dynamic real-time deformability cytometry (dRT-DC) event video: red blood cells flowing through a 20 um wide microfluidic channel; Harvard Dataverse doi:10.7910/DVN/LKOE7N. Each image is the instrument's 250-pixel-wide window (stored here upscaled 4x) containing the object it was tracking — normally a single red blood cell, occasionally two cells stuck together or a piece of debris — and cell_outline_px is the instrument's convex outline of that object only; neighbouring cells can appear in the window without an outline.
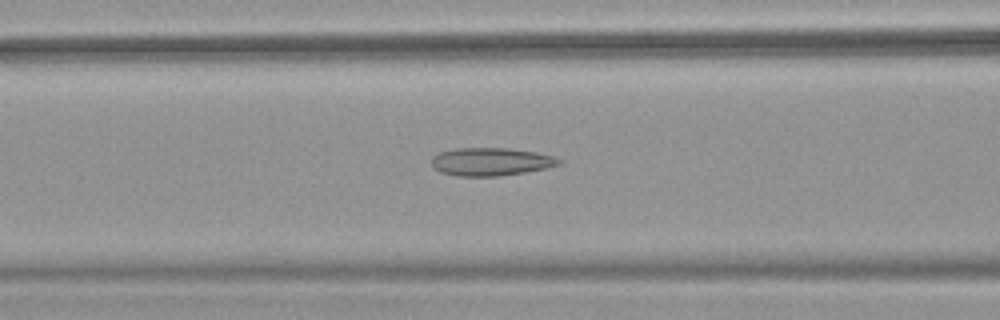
{"species": "common noctule bat (a hibernating species)", "species_latin": "Nyctalus noctula", "temperature_condition": "warm", "stored_images_in_passage": 46, "camera_frame_rate_fps": 3000, "um_per_image_px": 0.085, "animal": {"sex": "female", "body_mass_g": 18.4}, "frame": {"image": 1, "passage_image": 16, "time_ms": 5.0, "image_size_px": [1000, 320], "cell_outline_px": [[564, 160], [560, 164], [544, 168], [524, 172], [500, 176], [456, 176], [440, 172], [432, 168], [432, 156], [440, 152], [456, 148], [508, 148], [536, 152], [556, 156]], "centroid_in_image_um": [41.72, 13.74], "position_along_channel_um": 124.9, "area_um2": 20.92}}
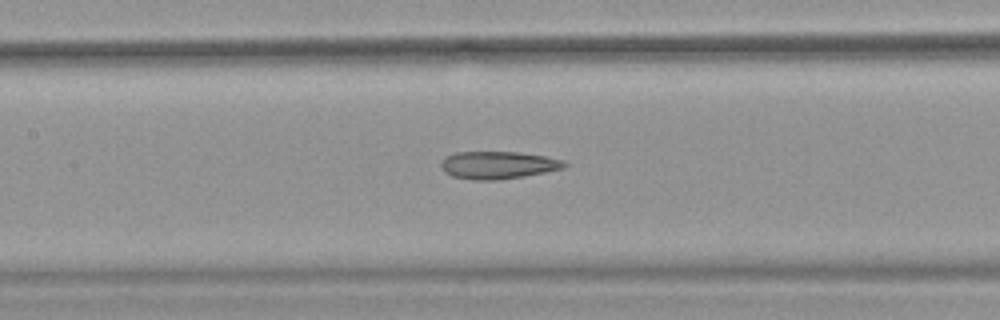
{"frame": {"image": 2, "passage_image": 19, "time_ms": 6.0, "image_size_px": [1000, 320], "cell_outline_px": [[568, 164], [564, 168], [524, 176], [500, 180], [472, 180], [452, 176], [444, 172], [440, 164], [444, 156], [456, 152], [520, 152], [544, 156], [564, 160]], "centroid_in_image_um": [42.31, 14.03], "position_along_channel_um": 165.1, "area_um2": 19.94}}
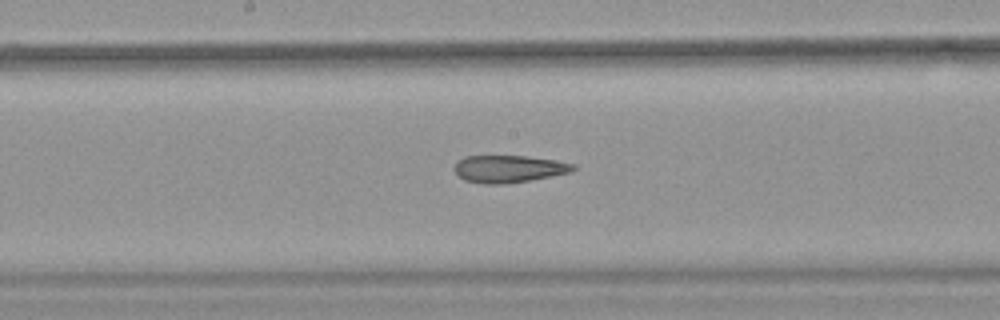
{"frame": {"image": 3, "passage_image": 22, "time_ms": 7.0, "image_size_px": [1000, 320], "cell_outline_px": [[576, 168], [572, 172], [552, 176], [504, 184], [484, 184], [464, 180], [452, 168], [456, 160], [464, 156], [524, 156], [556, 160], [576, 164]], "centroid_in_image_um": [43.23, 14.35], "position_along_channel_um": 205.0, "area_um2": 19.02}, "authors_computed_cell_mechanics": {"area_um2": 21.0392, "velocity_mm_per_s": 4.0222, "shape_relaxation_time_tau1_ms": null, "shape_relaxation_time_tau2_ms": 3.0273, "deformation_change_tau1": null, "deformation_change_tau2": 0.13}}